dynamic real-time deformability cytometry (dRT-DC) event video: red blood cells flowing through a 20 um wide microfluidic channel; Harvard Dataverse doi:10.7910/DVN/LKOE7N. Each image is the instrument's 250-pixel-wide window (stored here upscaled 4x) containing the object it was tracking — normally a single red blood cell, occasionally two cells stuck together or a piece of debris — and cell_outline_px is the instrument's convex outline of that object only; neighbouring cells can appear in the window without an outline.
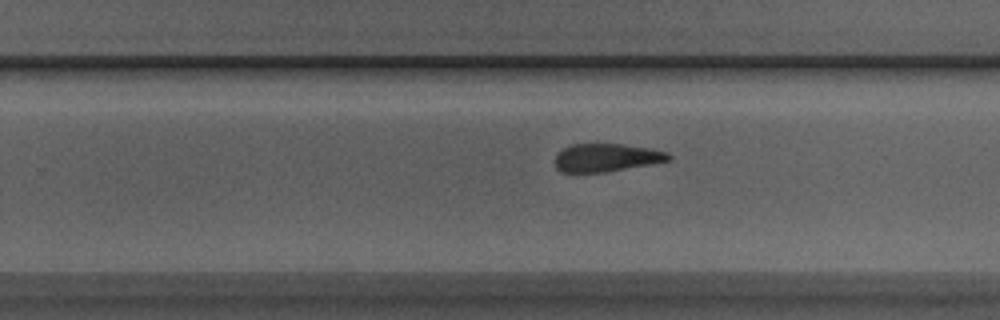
{"species": "Egyptian fruit bat (a non-hibernating species)", "species_latin": "Rousettus aegyptiacus", "temperature_condition": "room temperature", "stored_images_in_passage": 9, "camera_frame_rate_fps": 3000, "um_per_image_px": 0.085, "animal": {"sex": "male"}, "frame": {"image": 1, "passage_image": 9, "time_ms": 9.333, "image_size_px": [1000, 320], "cell_outline_px": [[672, 160], [652, 164], [604, 172], [560, 172], [556, 168], [556, 156], [564, 148], [572, 144], [624, 144], [652, 148], [668, 152], [672, 156]], "centroid_in_image_um": [51.61, 13.39], "position_along_channel_um": 278.2, "area_um2": 18.61}}